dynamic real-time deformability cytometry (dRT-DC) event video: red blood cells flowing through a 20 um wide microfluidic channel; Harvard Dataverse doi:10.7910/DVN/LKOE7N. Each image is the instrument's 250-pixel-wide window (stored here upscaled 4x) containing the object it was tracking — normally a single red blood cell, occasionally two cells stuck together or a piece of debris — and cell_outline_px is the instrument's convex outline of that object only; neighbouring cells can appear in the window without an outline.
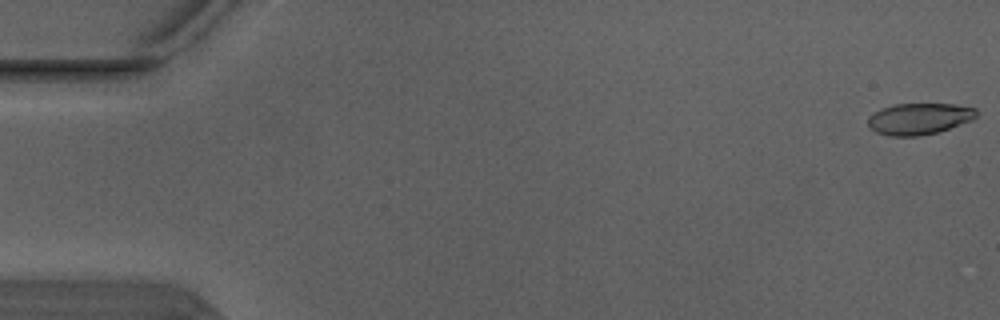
{"species": "Egyptian fruit bat (a non-hibernating species)", "species_latin": "Rousettus aegyptiacus", "temperature_condition": "warm", "stored_images_in_passage": 5, "camera_frame_rate_fps": 3000, "um_per_image_px": 0.085, "animal": {"sex": "male"}, "frame": {"image": 1, "passage_image": 1, "time_ms": 0.0, "image_size_px": [1000, 320], "cell_outline_px": [[980, 112], [972, 120], [936, 132], [920, 136], [888, 136], [876, 132], [868, 124], [868, 116], [880, 108], [892, 104], [956, 104], [976, 108]], "centroid_in_image_um": [78.12, 10.08], "position_along_channel_um": 6.9, "area_um2": 19.94}}
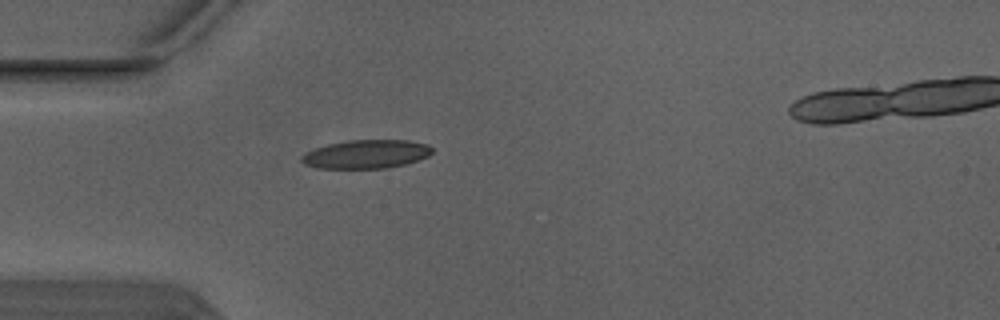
{"frame": {"image": 2, "passage_image": 4, "time_ms": 1.0, "image_size_px": [1000, 320], "cell_outline_px": [[432, 152], [428, 156], [404, 164], [388, 168], [316, 168], [304, 164], [300, 160], [300, 156], [316, 148], [328, 144], [348, 140], [408, 140], [428, 144], [432, 148]], "centroid_in_image_um": [31.12, 13.1], "position_along_channel_um": 53.9, "area_um2": 21.68}}